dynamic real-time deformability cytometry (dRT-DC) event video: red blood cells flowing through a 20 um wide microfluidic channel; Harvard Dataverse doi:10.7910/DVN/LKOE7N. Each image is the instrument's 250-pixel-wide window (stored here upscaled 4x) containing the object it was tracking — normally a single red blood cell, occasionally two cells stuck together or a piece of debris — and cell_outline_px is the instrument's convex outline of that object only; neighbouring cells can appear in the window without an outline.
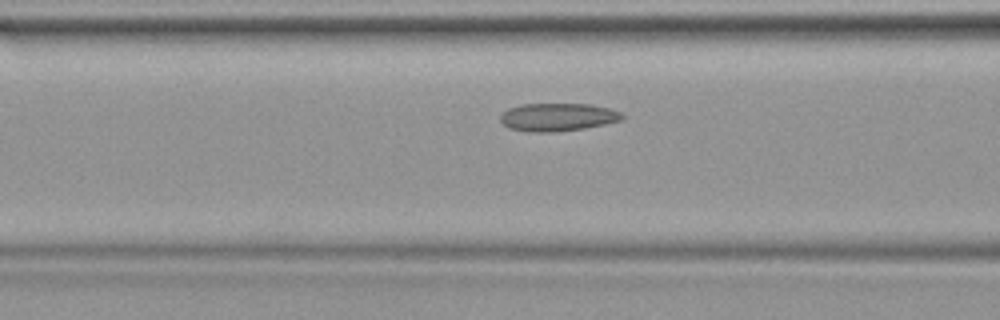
{"species": "common noctule bat (a hibernating species)", "species_latin": "Nyctalus noctula", "temperature_condition": "warm", "stored_images_in_passage": 35, "camera_frame_rate_fps": 3000, "um_per_image_px": 0.085, "animal": {"sex": "female", "body_mass_g": 19.9}, "frame": {"image": 1, "passage_image": 11, "time_ms": 3.333, "image_size_px": [1000, 320], "cell_outline_px": [[624, 120], [584, 128], [552, 132], [528, 132], [508, 128], [500, 120], [500, 116], [508, 108], [520, 104], [592, 104], [608, 108], [620, 112], [624, 116]], "centroid_in_image_um": [47.4, 9.95], "position_along_channel_um": 119.2, "area_um2": 19.88}}